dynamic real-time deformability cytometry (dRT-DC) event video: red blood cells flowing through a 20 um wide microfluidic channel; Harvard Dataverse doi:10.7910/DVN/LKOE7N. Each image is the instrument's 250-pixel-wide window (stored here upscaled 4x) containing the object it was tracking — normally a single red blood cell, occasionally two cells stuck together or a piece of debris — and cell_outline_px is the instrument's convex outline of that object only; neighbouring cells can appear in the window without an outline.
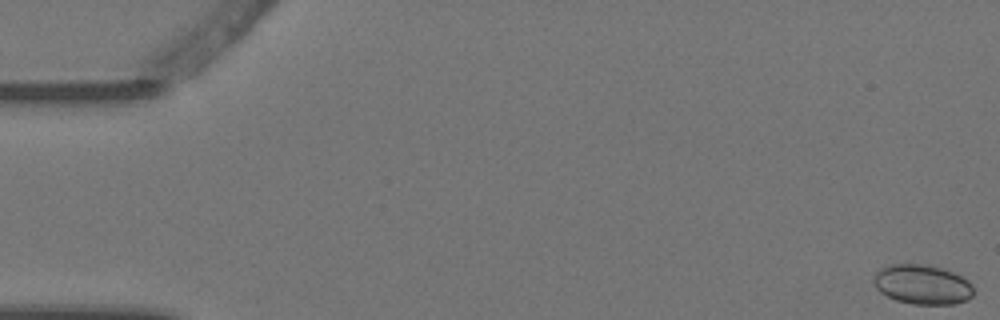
{"species": "Egyptian fruit bat (a non-hibernating species)", "species_latin": "Rousettus aegyptiacus", "temperature_condition": "warm", "stored_images_in_passage": 5, "camera_frame_rate_fps": 3000, "um_per_image_px": 0.085, "animal": {"sex": "female"}, "frame": {"image": 1, "passage_image": 1, "time_ms": 0.0, "image_size_px": [1000, 320], "cell_outline_px": [[972, 296], [968, 300], [956, 304], [912, 304], [896, 300], [880, 292], [872, 284], [872, 280], [876, 272], [880, 268], [888, 264], [928, 264], [952, 272], [968, 280], [972, 284]], "centroid_in_image_um": [78.37, 24.18], "position_along_channel_um": 6.6, "area_um2": 23.24}}
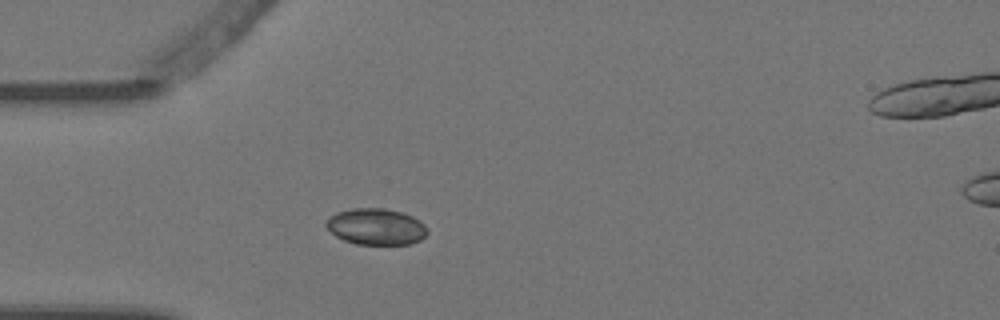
{"frame": {"image": 2, "passage_image": 4, "time_ms": 1.0, "image_size_px": [1000, 320], "cell_outline_px": [[428, 232], [420, 240], [408, 244], [356, 244], [344, 240], [336, 236], [324, 224], [328, 216], [336, 212], [352, 208], [384, 208], [404, 212], [420, 220], [424, 224]], "centroid_in_image_um": [31.95, 19.25], "position_along_channel_um": 53.1, "area_um2": 21.56}}